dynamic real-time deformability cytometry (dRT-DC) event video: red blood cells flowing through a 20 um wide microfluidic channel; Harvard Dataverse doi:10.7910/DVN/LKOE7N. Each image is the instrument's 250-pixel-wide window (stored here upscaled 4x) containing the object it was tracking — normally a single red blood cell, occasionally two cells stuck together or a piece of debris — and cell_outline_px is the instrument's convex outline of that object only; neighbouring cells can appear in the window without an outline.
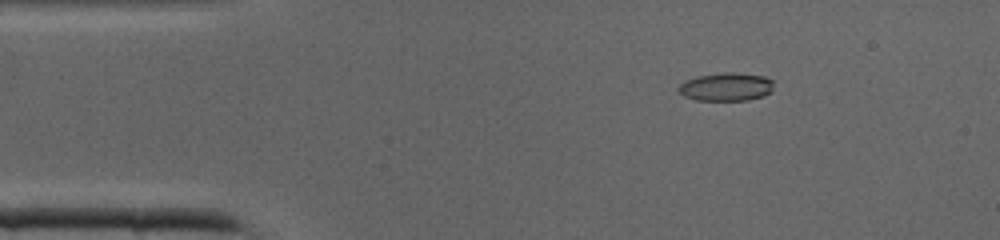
{"species": "common noctule bat (a hibernating species)", "species_latin": "Nyctalus noctula", "temperature_condition": "cold", "stored_images_in_passage": 41, "camera_frame_rate_fps": 3000, "um_per_image_px": 0.085, "animal": {"sex": "male", "body_mass_g": 19.0, "forearm_length_mm": 50.8}, "frame": {"image": 1, "passage_image": 6, "time_ms": 1.667, "image_size_px": [1000, 240], "cell_outline_px": [[772, 92], [764, 96], [748, 100], [696, 100], [684, 96], [676, 88], [684, 80], [696, 76], [724, 72], [732, 72], [764, 76], [772, 80]], "centroid_in_image_um": [61.71, 7.38], "position_along_channel_um": 23.3, "area_um2": 15.78}}
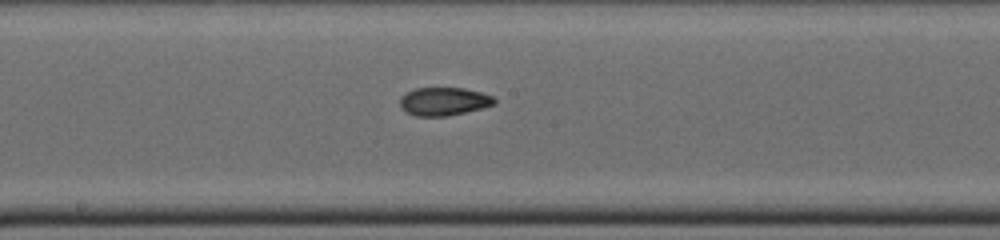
{"frame": {"image": 2, "passage_image": 21, "time_ms": 6.667, "image_size_px": [1000, 240], "cell_outline_px": [[496, 104], [448, 116], [416, 116], [400, 108], [400, 96], [416, 88], [464, 88], [480, 92], [492, 96], [496, 100]], "centroid_in_image_um": [37.71, 8.62], "position_along_channel_um": 210.5, "area_um2": 15.37}}
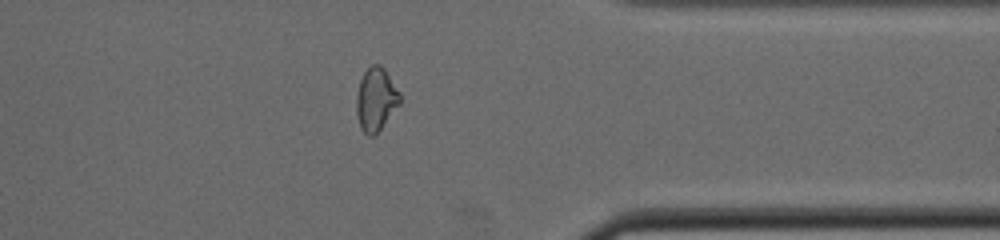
{"frame": {"image": 3, "passage_image": 32, "time_ms": 10.333, "image_size_px": [1000, 240], "cell_outline_px": [[400, 104], [380, 128], [372, 136], [368, 136], [360, 128], [356, 112], [356, 96], [360, 80], [364, 72], [372, 64], [380, 64], [384, 68], [400, 92]], "centroid_in_image_um": [31.94, 8.42], "position_along_channel_um": 379.5, "area_um2": 15.9}}